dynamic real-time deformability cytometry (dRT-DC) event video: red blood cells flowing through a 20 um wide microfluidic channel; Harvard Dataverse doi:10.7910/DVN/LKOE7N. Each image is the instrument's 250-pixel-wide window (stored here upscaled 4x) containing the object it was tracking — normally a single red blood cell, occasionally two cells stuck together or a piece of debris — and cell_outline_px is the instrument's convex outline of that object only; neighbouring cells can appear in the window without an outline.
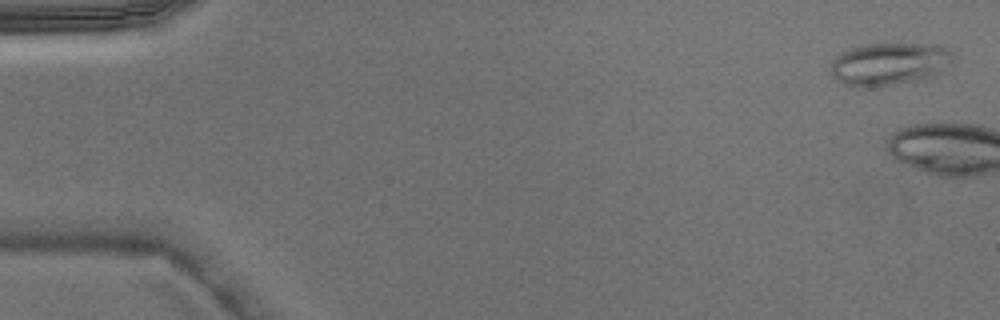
{"species": "Egyptian fruit bat (a non-hibernating species)", "species_latin": "Rousettus aegyptiacus", "temperature_condition": "warm", "stored_images_in_passage": 5, "camera_frame_rate_fps": 3000, "um_per_image_px": 0.085, "animal": {"sex": "male"}, "frame": {"image": 1, "passage_image": 1, "time_ms": 0.0, "image_size_px": [1000, 320], "cell_outline_px": [[952, 60], [924, 80], [892, 88], [856, 88], [844, 84], [836, 80], [832, 76], [828, 68], [832, 60], [840, 52], [860, 44], [940, 44], [948, 48], [952, 52]], "centroid_in_image_um": [75.5, 5.48], "position_along_channel_um": 9.5, "area_um2": 31.44}}